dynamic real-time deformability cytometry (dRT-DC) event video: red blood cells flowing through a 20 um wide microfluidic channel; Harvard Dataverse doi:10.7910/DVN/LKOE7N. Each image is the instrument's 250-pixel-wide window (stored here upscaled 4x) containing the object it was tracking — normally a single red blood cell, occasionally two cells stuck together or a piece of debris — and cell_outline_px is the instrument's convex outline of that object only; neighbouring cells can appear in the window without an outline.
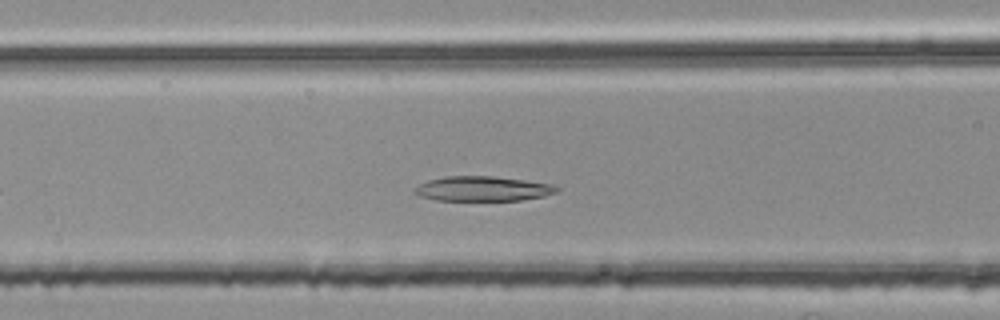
{"species": "common noctule bat (a hibernating species)", "species_latin": "Nyctalus noctula", "temperature_condition": "room temperature", "stored_images_in_passage": 36, "camera_frame_rate_fps": 3000, "um_per_image_px": 0.085, "animal": {"sex": "female", "body_mass_g": 25.1}, "frame": {"image": 1, "passage_image": 10, "time_ms": 3.0, "image_size_px": [1000, 320], "cell_outline_px": [[560, 188], [556, 192], [544, 196], [520, 200], [436, 200], [420, 196], [412, 192], [412, 188], [428, 180], [444, 176], [492, 176], [556, 184]], "centroid_in_image_um": [41.02, 16.03], "position_along_channel_um": 125.6, "area_um2": 20.63}}
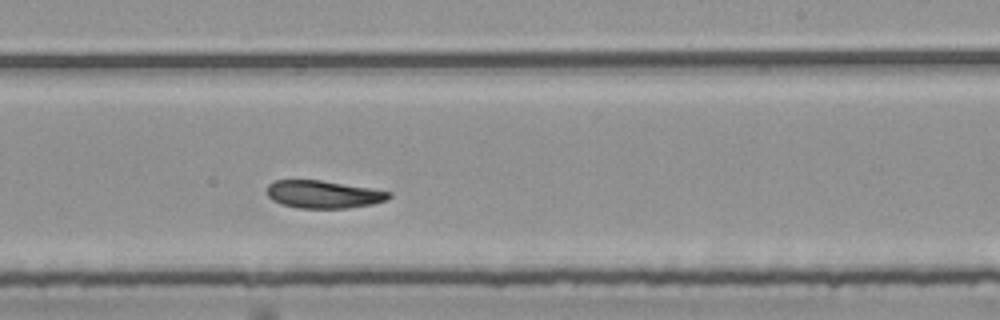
{"frame": {"image": 2, "passage_image": 21, "time_ms": 6.667, "image_size_px": [1000, 320], "cell_outline_px": [[392, 196], [388, 200], [372, 204], [348, 208], [300, 208], [280, 204], [272, 200], [268, 196], [268, 184], [272, 180], [320, 180], [392, 192]], "centroid_in_image_um": [27.48, 16.52], "position_along_channel_um": 261.5, "area_um2": 19.65}}
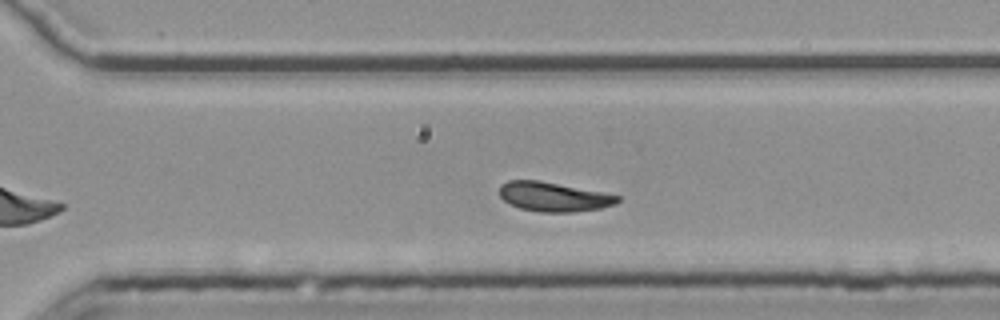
{"frame": {"image": 3, "passage_image": 26, "time_ms": 8.333, "image_size_px": [1000, 320], "cell_outline_px": [[620, 200], [616, 204], [600, 208], [572, 212], [540, 212], [520, 208], [504, 200], [500, 196], [500, 184], [508, 180], [540, 180], [604, 192], [620, 196]], "centroid_in_image_um": [47.07, 16.71], "position_along_channel_um": 323.5, "area_um2": 20.23}, "authors_computed_cell_mechanics": {"area_um2": 20.3745, "velocity_mm_per_s": 3.7177, "shape_relaxation_time_tau1_ms": 9.0114, "shape_relaxation_time_tau2_ms": 2.9001, "deformation_change_tau1": 0.1946, "deformation_change_tau2": 0.0871}}